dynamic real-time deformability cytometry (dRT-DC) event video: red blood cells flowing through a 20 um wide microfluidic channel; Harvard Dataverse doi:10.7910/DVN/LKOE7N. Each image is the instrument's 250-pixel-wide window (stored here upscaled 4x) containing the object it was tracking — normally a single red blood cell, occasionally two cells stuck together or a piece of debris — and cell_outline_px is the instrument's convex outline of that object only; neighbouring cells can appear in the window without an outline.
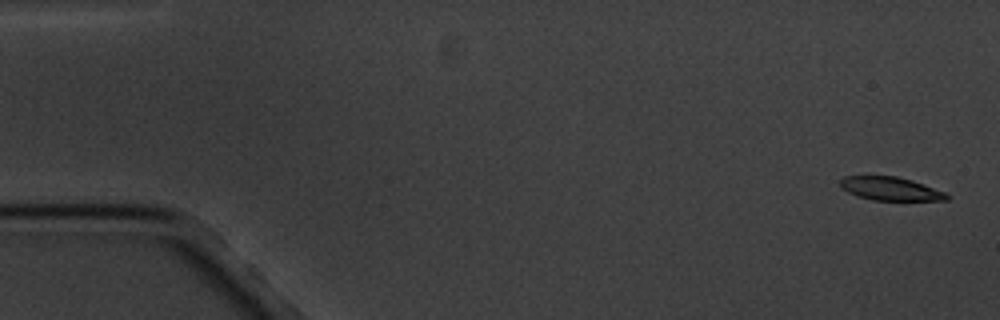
{"species": "common noctule bat (a hibernating species)", "species_latin": "Nyctalus noctula", "temperature_condition": "cold", "stored_images_in_passage": 4, "camera_frame_rate_fps": 3000, "um_per_image_px": 0.085, "animal": {"sex": "male", "body_mass_g": 20.1, "forearm_length_mm": 53.5}, "frame": {"image": 1, "passage_image": 1, "time_ms": 0.0, "image_size_px": [1000, 320], "cell_outline_px": [[948, 200], [872, 200], [856, 196], [840, 188], [840, 180], [844, 176], [896, 176], [912, 180], [924, 184], [944, 192], [948, 196]], "centroid_in_image_um": [75.64, 16.04], "position_along_channel_um": 9.4, "area_um2": 14.51}}
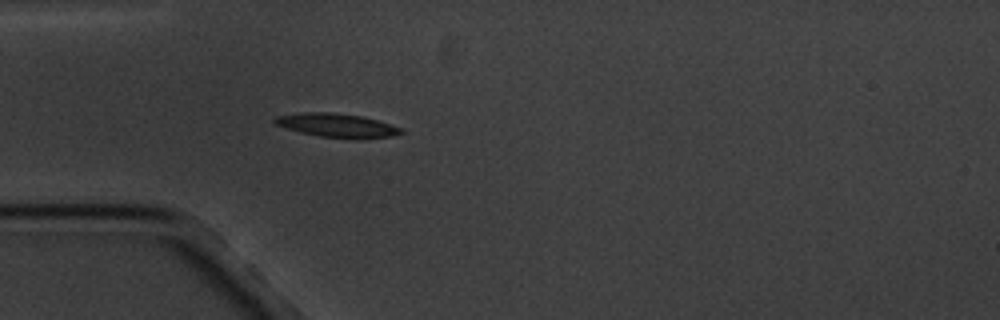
{"frame": {"image": 2, "passage_image": 4, "time_ms": 5.0, "image_size_px": [1000, 320], "cell_outline_px": [[404, 132], [392, 136], [320, 136], [300, 132], [276, 124], [272, 120], [276, 116], [300, 112], [332, 112], [360, 116], [376, 120], [400, 128]], "centroid_in_image_um": [28.52, 10.6], "position_along_channel_um": 56.5, "area_um2": 16.42}}